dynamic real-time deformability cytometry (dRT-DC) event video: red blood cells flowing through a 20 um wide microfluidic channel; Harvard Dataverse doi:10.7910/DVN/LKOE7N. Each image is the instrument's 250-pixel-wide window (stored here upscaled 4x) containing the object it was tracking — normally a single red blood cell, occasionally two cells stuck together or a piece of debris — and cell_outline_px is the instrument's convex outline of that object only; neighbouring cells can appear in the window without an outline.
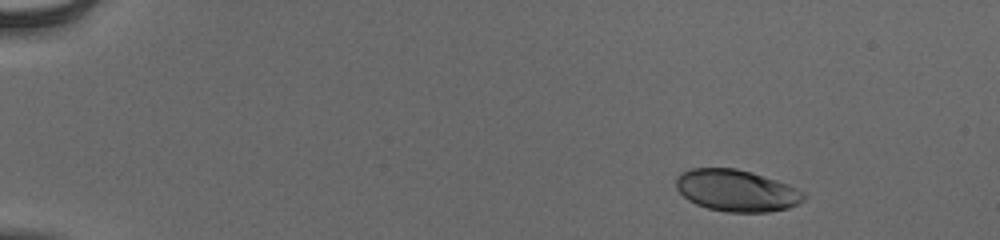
{"species": "human", "species_latin": "Homo sapiens", "temperature_condition": "cold", "stored_images_in_passage": 48, "camera_frame_rate_fps": 3000, "um_per_image_px": 0.085, "donor": {"sex": "male"}, "frame": {"image": 1, "passage_image": 1, "time_ms": 0.0, "image_size_px": [1000, 240], "cell_outline_px": [[808, 196], [804, 200], [788, 208], [768, 212], [728, 212], [708, 208], [696, 204], [688, 200], [676, 188], [676, 180], [680, 172], [692, 168], [736, 168], [776, 180], [788, 184], [804, 192]], "centroid_in_image_um": [62.6, 16.2], "position_along_channel_um": 22.4, "area_um2": 30.98}}
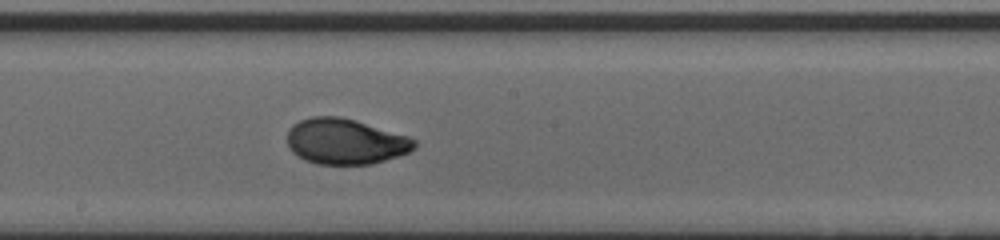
{"frame": {"image": 2, "passage_image": 26, "time_ms": 8.333, "image_size_px": [1000, 240], "cell_outline_px": [[416, 148], [408, 152], [372, 164], [316, 164], [304, 160], [296, 156], [288, 148], [288, 128], [292, 124], [300, 120], [312, 116], [340, 116], [356, 120], [408, 136], [416, 140]], "centroid_in_image_um": [29.32, 12.02], "position_along_channel_um": 218.9, "area_um2": 33.99}}
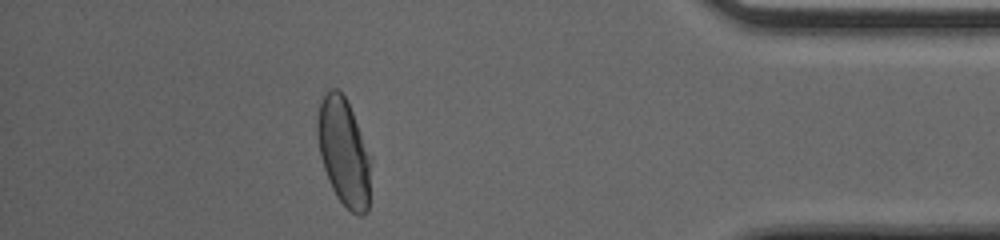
{"frame": {"image": 3, "passage_image": 43, "time_ms": 14.0, "image_size_px": [1000, 240], "cell_outline_px": [[372, 160], [368, 212], [364, 216], [360, 216], [352, 212], [336, 196], [328, 180], [320, 156], [316, 132], [316, 120], [320, 104], [324, 96], [332, 88], [336, 88], [344, 96], [352, 112], [372, 156]], "centroid_in_image_um": [29.25, 12.97], "position_along_channel_um": 406.0, "area_um2": 33.81}, "authors_computed_cell_mechanics": {"area_um2": 33.4373, "velocity_mm_per_s": 3.8978, "shape_relaxation_time_tau1_ms": 3.2978, "shape_relaxation_time_tau2_ms": null, "deformation_change_tau1": 0.1605, "deformation_change_tau2": null}}